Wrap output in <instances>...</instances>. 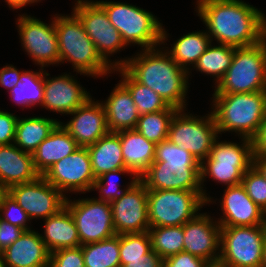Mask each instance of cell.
Instances as JSON below:
<instances>
[{"mask_svg": "<svg viewBox=\"0 0 266 267\" xmlns=\"http://www.w3.org/2000/svg\"><path fill=\"white\" fill-rule=\"evenodd\" d=\"M65 197L66 193L90 192L95 181L87 147H79L73 153L53 164L43 175Z\"/></svg>", "mask_w": 266, "mask_h": 267, "instance_id": "obj_15", "label": "cell"}, {"mask_svg": "<svg viewBox=\"0 0 266 267\" xmlns=\"http://www.w3.org/2000/svg\"><path fill=\"white\" fill-rule=\"evenodd\" d=\"M211 38L206 30L193 31L177 39L171 47L165 49L172 59L190 75L191 68L197 63L208 46L211 44ZM191 64V65H190ZM192 66V67H191ZM191 67V68H190Z\"/></svg>", "mask_w": 266, "mask_h": 267, "instance_id": "obj_30", "label": "cell"}, {"mask_svg": "<svg viewBox=\"0 0 266 267\" xmlns=\"http://www.w3.org/2000/svg\"><path fill=\"white\" fill-rule=\"evenodd\" d=\"M200 162L165 139L155 145L154 162L139 177L147 190H202Z\"/></svg>", "mask_w": 266, "mask_h": 267, "instance_id": "obj_3", "label": "cell"}, {"mask_svg": "<svg viewBox=\"0 0 266 267\" xmlns=\"http://www.w3.org/2000/svg\"><path fill=\"white\" fill-rule=\"evenodd\" d=\"M152 250L150 235L147 232L119 234L120 259L142 258Z\"/></svg>", "mask_w": 266, "mask_h": 267, "instance_id": "obj_38", "label": "cell"}, {"mask_svg": "<svg viewBox=\"0 0 266 267\" xmlns=\"http://www.w3.org/2000/svg\"><path fill=\"white\" fill-rule=\"evenodd\" d=\"M266 225L221 227L217 267H262Z\"/></svg>", "mask_w": 266, "mask_h": 267, "instance_id": "obj_10", "label": "cell"}, {"mask_svg": "<svg viewBox=\"0 0 266 267\" xmlns=\"http://www.w3.org/2000/svg\"><path fill=\"white\" fill-rule=\"evenodd\" d=\"M24 70H18L14 65H5L3 68H0V86L8 89L7 92H10L17 83L20 81L21 73Z\"/></svg>", "mask_w": 266, "mask_h": 267, "instance_id": "obj_46", "label": "cell"}, {"mask_svg": "<svg viewBox=\"0 0 266 267\" xmlns=\"http://www.w3.org/2000/svg\"><path fill=\"white\" fill-rule=\"evenodd\" d=\"M87 149L96 179L106 172L126 168L117 132H108L96 143L87 146Z\"/></svg>", "mask_w": 266, "mask_h": 267, "instance_id": "obj_28", "label": "cell"}, {"mask_svg": "<svg viewBox=\"0 0 266 267\" xmlns=\"http://www.w3.org/2000/svg\"><path fill=\"white\" fill-rule=\"evenodd\" d=\"M44 68L39 71L25 70L21 73L20 81L11 89L9 96L17 105L31 108L42 107L44 99Z\"/></svg>", "mask_w": 266, "mask_h": 267, "instance_id": "obj_31", "label": "cell"}, {"mask_svg": "<svg viewBox=\"0 0 266 267\" xmlns=\"http://www.w3.org/2000/svg\"><path fill=\"white\" fill-rule=\"evenodd\" d=\"M150 227L182 226L207 204L202 190H147Z\"/></svg>", "mask_w": 266, "mask_h": 267, "instance_id": "obj_9", "label": "cell"}, {"mask_svg": "<svg viewBox=\"0 0 266 267\" xmlns=\"http://www.w3.org/2000/svg\"><path fill=\"white\" fill-rule=\"evenodd\" d=\"M177 111V108L169 106L155 113L141 114L135 129L148 141L158 144L168 138L169 125Z\"/></svg>", "mask_w": 266, "mask_h": 267, "instance_id": "obj_35", "label": "cell"}, {"mask_svg": "<svg viewBox=\"0 0 266 267\" xmlns=\"http://www.w3.org/2000/svg\"><path fill=\"white\" fill-rule=\"evenodd\" d=\"M73 13L79 18L84 30L101 58L114 69V60L110 58L113 54L123 50L125 43L120 33L109 21L104 8L92 0H75ZM111 59V60H110Z\"/></svg>", "mask_w": 266, "mask_h": 267, "instance_id": "obj_12", "label": "cell"}, {"mask_svg": "<svg viewBox=\"0 0 266 267\" xmlns=\"http://www.w3.org/2000/svg\"><path fill=\"white\" fill-rule=\"evenodd\" d=\"M65 207L73 216L81 246L116 235L110 202L100 201L95 197L72 201L68 196Z\"/></svg>", "mask_w": 266, "mask_h": 267, "instance_id": "obj_13", "label": "cell"}, {"mask_svg": "<svg viewBox=\"0 0 266 267\" xmlns=\"http://www.w3.org/2000/svg\"><path fill=\"white\" fill-rule=\"evenodd\" d=\"M44 220V234L40 236L50 253L81 246L75 221L66 207Z\"/></svg>", "mask_w": 266, "mask_h": 267, "instance_id": "obj_26", "label": "cell"}, {"mask_svg": "<svg viewBox=\"0 0 266 267\" xmlns=\"http://www.w3.org/2000/svg\"><path fill=\"white\" fill-rule=\"evenodd\" d=\"M252 142L254 154L266 155V114Z\"/></svg>", "mask_w": 266, "mask_h": 267, "instance_id": "obj_47", "label": "cell"}, {"mask_svg": "<svg viewBox=\"0 0 266 267\" xmlns=\"http://www.w3.org/2000/svg\"><path fill=\"white\" fill-rule=\"evenodd\" d=\"M121 267H163V259L151 250L142 258L120 259Z\"/></svg>", "mask_w": 266, "mask_h": 267, "instance_id": "obj_45", "label": "cell"}, {"mask_svg": "<svg viewBox=\"0 0 266 267\" xmlns=\"http://www.w3.org/2000/svg\"><path fill=\"white\" fill-rule=\"evenodd\" d=\"M163 267H212L204 259L182 251L163 260Z\"/></svg>", "mask_w": 266, "mask_h": 267, "instance_id": "obj_43", "label": "cell"}, {"mask_svg": "<svg viewBox=\"0 0 266 267\" xmlns=\"http://www.w3.org/2000/svg\"><path fill=\"white\" fill-rule=\"evenodd\" d=\"M218 139L214 141L209 156L200 164V184L207 205L212 202L216 204V200H212L213 197L203 189L206 178L211 177L213 181L226 187L239 185L245 172L253 166L254 153L251 139L240 137L239 144Z\"/></svg>", "mask_w": 266, "mask_h": 267, "instance_id": "obj_6", "label": "cell"}, {"mask_svg": "<svg viewBox=\"0 0 266 267\" xmlns=\"http://www.w3.org/2000/svg\"><path fill=\"white\" fill-rule=\"evenodd\" d=\"M248 196L266 212V179L253 165L241 181Z\"/></svg>", "mask_w": 266, "mask_h": 267, "instance_id": "obj_39", "label": "cell"}, {"mask_svg": "<svg viewBox=\"0 0 266 267\" xmlns=\"http://www.w3.org/2000/svg\"><path fill=\"white\" fill-rule=\"evenodd\" d=\"M0 219L18 226L24 231L32 230L28 225V221L31 222L30 217L9 193L3 198L0 205Z\"/></svg>", "mask_w": 266, "mask_h": 267, "instance_id": "obj_40", "label": "cell"}, {"mask_svg": "<svg viewBox=\"0 0 266 267\" xmlns=\"http://www.w3.org/2000/svg\"><path fill=\"white\" fill-rule=\"evenodd\" d=\"M18 116L0 109V145L14 143Z\"/></svg>", "mask_w": 266, "mask_h": 267, "instance_id": "obj_42", "label": "cell"}, {"mask_svg": "<svg viewBox=\"0 0 266 267\" xmlns=\"http://www.w3.org/2000/svg\"><path fill=\"white\" fill-rule=\"evenodd\" d=\"M49 267H85L82 247L60 249L50 253Z\"/></svg>", "mask_w": 266, "mask_h": 267, "instance_id": "obj_41", "label": "cell"}, {"mask_svg": "<svg viewBox=\"0 0 266 267\" xmlns=\"http://www.w3.org/2000/svg\"><path fill=\"white\" fill-rule=\"evenodd\" d=\"M235 47L212 42L198 59L193 69L214 77L215 85L219 83L231 65Z\"/></svg>", "mask_w": 266, "mask_h": 267, "instance_id": "obj_33", "label": "cell"}, {"mask_svg": "<svg viewBox=\"0 0 266 267\" xmlns=\"http://www.w3.org/2000/svg\"><path fill=\"white\" fill-rule=\"evenodd\" d=\"M70 121L60 122L81 147L96 143L109 131L106 111L101 101L90 97L83 105L69 113Z\"/></svg>", "mask_w": 266, "mask_h": 267, "instance_id": "obj_20", "label": "cell"}, {"mask_svg": "<svg viewBox=\"0 0 266 267\" xmlns=\"http://www.w3.org/2000/svg\"><path fill=\"white\" fill-rule=\"evenodd\" d=\"M111 207L117 235L149 230L147 188L139 179L120 199L112 201Z\"/></svg>", "mask_w": 266, "mask_h": 267, "instance_id": "obj_17", "label": "cell"}, {"mask_svg": "<svg viewBox=\"0 0 266 267\" xmlns=\"http://www.w3.org/2000/svg\"><path fill=\"white\" fill-rule=\"evenodd\" d=\"M54 19L60 65L69 62L75 72L87 77L98 78L113 73V68L98 54L82 22L73 12L66 16L55 14Z\"/></svg>", "mask_w": 266, "mask_h": 267, "instance_id": "obj_5", "label": "cell"}, {"mask_svg": "<svg viewBox=\"0 0 266 267\" xmlns=\"http://www.w3.org/2000/svg\"><path fill=\"white\" fill-rule=\"evenodd\" d=\"M195 9L212 43L240 48L266 38L265 14L243 0H196Z\"/></svg>", "mask_w": 266, "mask_h": 267, "instance_id": "obj_1", "label": "cell"}, {"mask_svg": "<svg viewBox=\"0 0 266 267\" xmlns=\"http://www.w3.org/2000/svg\"><path fill=\"white\" fill-rule=\"evenodd\" d=\"M152 250L163 260L183 251L182 226L150 227L148 230Z\"/></svg>", "mask_w": 266, "mask_h": 267, "instance_id": "obj_36", "label": "cell"}, {"mask_svg": "<svg viewBox=\"0 0 266 267\" xmlns=\"http://www.w3.org/2000/svg\"><path fill=\"white\" fill-rule=\"evenodd\" d=\"M17 30L24 52L40 67L60 63L58 38L55 30V19L49 24L26 13L17 16Z\"/></svg>", "mask_w": 266, "mask_h": 267, "instance_id": "obj_14", "label": "cell"}, {"mask_svg": "<svg viewBox=\"0 0 266 267\" xmlns=\"http://www.w3.org/2000/svg\"><path fill=\"white\" fill-rule=\"evenodd\" d=\"M185 111L178 110L172 117L167 139L201 163L209 156L214 141L220 138L217 125L211 111L203 117Z\"/></svg>", "mask_w": 266, "mask_h": 267, "instance_id": "obj_11", "label": "cell"}, {"mask_svg": "<svg viewBox=\"0 0 266 267\" xmlns=\"http://www.w3.org/2000/svg\"><path fill=\"white\" fill-rule=\"evenodd\" d=\"M60 122L46 116L18 117L14 144L22 151L32 154Z\"/></svg>", "mask_w": 266, "mask_h": 267, "instance_id": "obj_29", "label": "cell"}, {"mask_svg": "<svg viewBox=\"0 0 266 267\" xmlns=\"http://www.w3.org/2000/svg\"><path fill=\"white\" fill-rule=\"evenodd\" d=\"M262 267H266V238H265V241H264V257H263Z\"/></svg>", "mask_w": 266, "mask_h": 267, "instance_id": "obj_51", "label": "cell"}, {"mask_svg": "<svg viewBox=\"0 0 266 267\" xmlns=\"http://www.w3.org/2000/svg\"><path fill=\"white\" fill-rule=\"evenodd\" d=\"M7 3L8 7L12 10H19L24 6L30 5V0H4Z\"/></svg>", "mask_w": 266, "mask_h": 267, "instance_id": "obj_49", "label": "cell"}, {"mask_svg": "<svg viewBox=\"0 0 266 267\" xmlns=\"http://www.w3.org/2000/svg\"><path fill=\"white\" fill-rule=\"evenodd\" d=\"M97 2L104 8L126 46L133 44L144 50L167 44L169 33L152 12L126 2Z\"/></svg>", "mask_w": 266, "mask_h": 267, "instance_id": "obj_7", "label": "cell"}, {"mask_svg": "<svg viewBox=\"0 0 266 267\" xmlns=\"http://www.w3.org/2000/svg\"><path fill=\"white\" fill-rule=\"evenodd\" d=\"M105 101H101L110 132L135 129L140 114L129 90L119 81Z\"/></svg>", "mask_w": 266, "mask_h": 267, "instance_id": "obj_24", "label": "cell"}, {"mask_svg": "<svg viewBox=\"0 0 266 267\" xmlns=\"http://www.w3.org/2000/svg\"><path fill=\"white\" fill-rule=\"evenodd\" d=\"M0 255L7 267H49L50 252L34 229L24 231Z\"/></svg>", "mask_w": 266, "mask_h": 267, "instance_id": "obj_22", "label": "cell"}, {"mask_svg": "<svg viewBox=\"0 0 266 267\" xmlns=\"http://www.w3.org/2000/svg\"><path fill=\"white\" fill-rule=\"evenodd\" d=\"M115 71L122 77L119 81L129 90L140 115L155 113L169 107L160 95L137 82L123 67L113 69L114 73Z\"/></svg>", "mask_w": 266, "mask_h": 267, "instance_id": "obj_32", "label": "cell"}, {"mask_svg": "<svg viewBox=\"0 0 266 267\" xmlns=\"http://www.w3.org/2000/svg\"><path fill=\"white\" fill-rule=\"evenodd\" d=\"M0 267H7V265L4 262L3 257L0 255Z\"/></svg>", "mask_w": 266, "mask_h": 267, "instance_id": "obj_52", "label": "cell"}, {"mask_svg": "<svg viewBox=\"0 0 266 267\" xmlns=\"http://www.w3.org/2000/svg\"><path fill=\"white\" fill-rule=\"evenodd\" d=\"M23 232L22 228L0 219V253L13 244Z\"/></svg>", "mask_w": 266, "mask_h": 267, "instance_id": "obj_44", "label": "cell"}, {"mask_svg": "<svg viewBox=\"0 0 266 267\" xmlns=\"http://www.w3.org/2000/svg\"><path fill=\"white\" fill-rule=\"evenodd\" d=\"M253 165L262 173L266 179V155L254 154Z\"/></svg>", "mask_w": 266, "mask_h": 267, "instance_id": "obj_48", "label": "cell"}, {"mask_svg": "<svg viewBox=\"0 0 266 267\" xmlns=\"http://www.w3.org/2000/svg\"><path fill=\"white\" fill-rule=\"evenodd\" d=\"M117 133L120 136L125 167L139 178L154 162L156 144L148 141L136 129Z\"/></svg>", "mask_w": 266, "mask_h": 267, "instance_id": "obj_27", "label": "cell"}, {"mask_svg": "<svg viewBox=\"0 0 266 267\" xmlns=\"http://www.w3.org/2000/svg\"><path fill=\"white\" fill-rule=\"evenodd\" d=\"M214 87L213 94L266 90V38L253 46L235 48L230 67Z\"/></svg>", "mask_w": 266, "mask_h": 267, "instance_id": "obj_8", "label": "cell"}, {"mask_svg": "<svg viewBox=\"0 0 266 267\" xmlns=\"http://www.w3.org/2000/svg\"><path fill=\"white\" fill-rule=\"evenodd\" d=\"M212 96L210 111L218 134L235 132L251 140L257 135L266 114V90Z\"/></svg>", "mask_w": 266, "mask_h": 267, "instance_id": "obj_4", "label": "cell"}, {"mask_svg": "<svg viewBox=\"0 0 266 267\" xmlns=\"http://www.w3.org/2000/svg\"><path fill=\"white\" fill-rule=\"evenodd\" d=\"M81 247L85 267H121L119 234Z\"/></svg>", "mask_w": 266, "mask_h": 267, "instance_id": "obj_34", "label": "cell"}, {"mask_svg": "<svg viewBox=\"0 0 266 267\" xmlns=\"http://www.w3.org/2000/svg\"><path fill=\"white\" fill-rule=\"evenodd\" d=\"M80 146L59 123L32 153L36 171L42 176L53 164L73 153Z\"/></svg>", "mask_w": 266, "mask_h": 267, "instance_id": "obj_25", "label": "cell"}, {"mask_svg": "<svg viewBox=\"0 0 266 267\" xmlns=\"http://www.w3.org/2000/svg\"><path fill=\"white\" fill-rule=\"evenodd\" d=\"M8 194V188L0 181V205L3 198Z\"/></svg>", "mask_w": 266, "mask_h": 267, "instance_id": "obj_50", "label": "cell"}, {"mask_svg": "<svg viewBox=\"0 0 266 267\" xmlns=\"http://www.w3.org/2000/svg\"><path fill=\"white\" fill-rule=\"evenodd\" d=\"M122 174H130L131 176V181L128 182L124 189H121L122 187H120L119 182L113 180L114 177L117 179ZM138 179L139 178L128 168L109 171L95 179L91 191H98L99 197L95 199L111 203L112 201L120 199Z\"/></svg>", "mask_w": 266, "mask_h": 267, "instance_id": "obj_37", "label": "cell"}, {"mask_svg": "<svg viewBox=\"0 0 266 267\" xmlns=\"http://www.w3.org/2000/svg\"><path fill=\"white\" fill-rule=\"evenodd\" d=\"M39 176L31 153L22 151L14 143L0 145V181L8 189L17 184L32 182Z\"/></svg>", "mask_w": 266, "mask_h": 267, "instance_id": "obj_23", "label": "cell"}, {"mask_svg": "<svg viewBox=\"0 0 266 267\" xmlns=\"http://www.w3.org/2000/svg\"><path fill=\"white\" fill-rule=\"evenodd\" d=\"M163 48L168 47L144 49L132 57L115 59L114 69L123 67L137 82L160 95L169 106L185 110L189 72Z\"/></svg>", "mask_w": 266, "mask_h": 267, "instance_id": "obj_2", "label": "cell"}, {"mask_svg": "<svg viewBox=\"0 0 266 267\" xmlns=\"http://www.w3.org/2000/svg\"><path fill=\"white\" fill-rule=\"evenodd\" d=\"M62 74L48 78L50 74L46 70L44 71L42 108L50 110V112L68 115L92 96L73 75L67 72Z\"/></svg>", "mask_w": 266, "mask_h": 267, "instance_id": "obj_19", "label": "cell"}, {"mask_svg": "<svg viewBox=\"0 0 266 267\" xmlns=\"http://www.w3.org/2000/svg\"><path fill=\"white\" fill-rule=\"evenodd\" d=\"M183 251L217 267L220 257L221 226L209 213H199L183 225Z\"/></svg>", "mask_w": 266, "mask_h": 267, "instance_id": "obj_18", "label": "cell"}, {"mask_svg": "<svg viewBox=\"0 0 266 267\" xmlns=\"http://www.w3.org/2000/svg\"><path fill=\"white\" fill-rule=\"evenodd\" d=\"M220 202L221 227L266 225V212L246 193L242 184L225 187Z\"/></svg>", "mask_w": 266, "mask_h": 267, "instance_id": "obj_21", "label": "cell"}, {"mask_svg": "<svg viewBox=\"0 0 266 267\" xmlns=\"http://www.w3.org/2000/svg\"><path fill=\"white\" fill-rule=\"evenodd\" d=\"M8 193L28 214L30 219H46L65 207L66 197L43 176L28 183L17 184Z\"/></svg>", "mask_w": 266, "mask_h": 267, "instance_id": "obj_16", "label": "cell"}, {"mask_svg": "<svg viewBox=\"0 0 266 267\" xmlns=\"http://www.w3.org/2000/svg\"><path fill=\"white\" fill-rule=\"evenodd\" d=\"M42 0H30V5L33 4V3H38V2H41Z\"/></svg>", "mask_w": 266, "mask_h": 267, "instance_id": "obj_53", "label": "cell"}]
</instances>
